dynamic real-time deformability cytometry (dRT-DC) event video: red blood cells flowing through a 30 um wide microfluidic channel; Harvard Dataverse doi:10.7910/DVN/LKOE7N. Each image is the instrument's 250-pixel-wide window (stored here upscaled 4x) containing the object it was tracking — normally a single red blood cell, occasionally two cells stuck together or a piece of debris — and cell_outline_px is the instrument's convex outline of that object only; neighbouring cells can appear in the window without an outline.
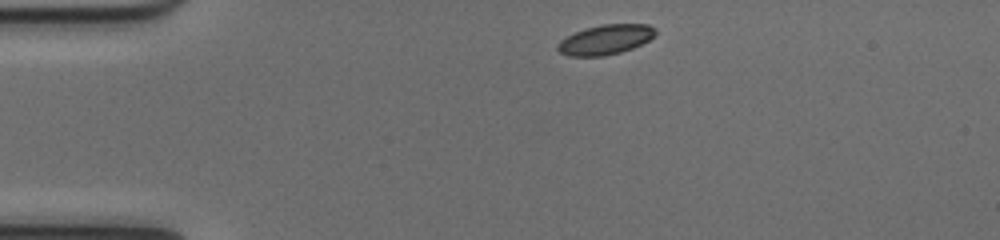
{"species": "common noctule bat (a hibernating species)", "species_latin": "Nyctalus noctula", "temperature_condition": "cold", "stored_images_in_passage": 42, "camera_frame_rate_fps": 3000, "um_per_image_px": 0.085, "animal": {"sex": "female", "body_mass_g": 17.0, "forearm_length_mm": 48.0}, "frame": {"image": 1, "passage_image": 1, "time_ms": 0.0, "image_size_px": [1000, 240], "cell_outline_px": [[656, 32], [648, 40], [632, 48], [620, 52], [604, 56], [568, 56], [560, 52], [556, 48], [556, 44], [560, 40], [576, 32], [600, 24], [648, 24], [656, 28]], "centroid_in_image_um": [51.45, 3.37], "position_along_channel_um": 33.6, "area_um2": 16.82}}
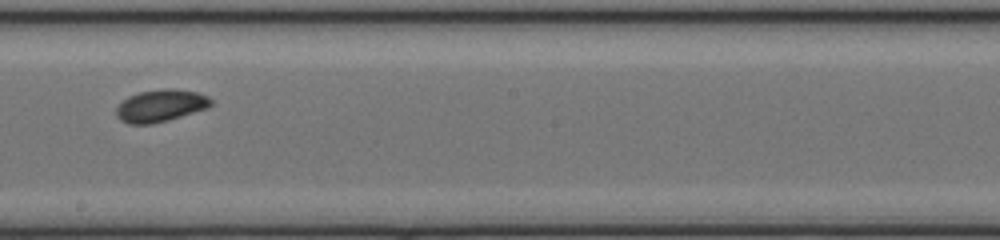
{"frame": {"image": 2, "passage_image": 20, "time_ms": 6.333, "image_size_px": [1000, 240], "cell_outline_px": [[212, 104], [208, 108], [168, 120], [152, 124], [128, 124], [120, 120], [116, 116], [116, 108], [128, 96], [140, 92], [164, 88], [172, 88], [196, 92], [208, 96], [212, 100]], "centroid_in_image_um": [13.65, 8.98], "position_along_channel_um": 234.5, "area_um2": 17.8}}
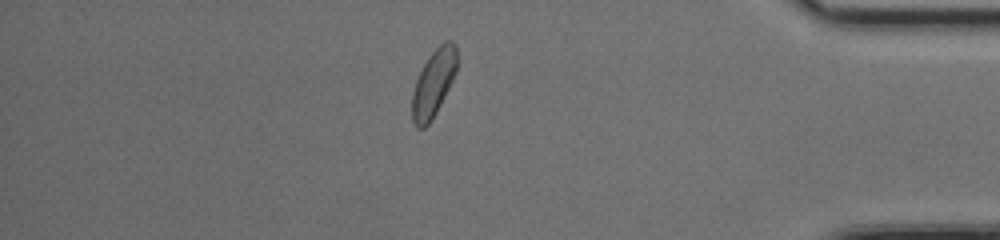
{"frame": {"image": 3, "passage_image": 35, "time_ms": 11.333, "image_size_px": [1000, 240], "cell_outline_px": [[460, 60], [456, 72], [432, 120], [424, 128], [416, 128], [412, 120], [412, 92], [416, 80], [428, 56], [444, 40], [452, 40], [456, 44]], "centroid_in_image_um": [36.88, 7.01], "position_along_channel_um": 398.3, "area_um2": 17.74}, "authors_computed_cell_mechanics": {"area_um2": 17.6868, "velocity_mm_per_s": 3.9723, "shape_relaxation_time_tau1_ms": 1.9676, "shape_relaxation_time_tau2_ms": 2.9892, "deformation_change_tau1": 0.0973, "deformation_change_tau2": 0.0662}}